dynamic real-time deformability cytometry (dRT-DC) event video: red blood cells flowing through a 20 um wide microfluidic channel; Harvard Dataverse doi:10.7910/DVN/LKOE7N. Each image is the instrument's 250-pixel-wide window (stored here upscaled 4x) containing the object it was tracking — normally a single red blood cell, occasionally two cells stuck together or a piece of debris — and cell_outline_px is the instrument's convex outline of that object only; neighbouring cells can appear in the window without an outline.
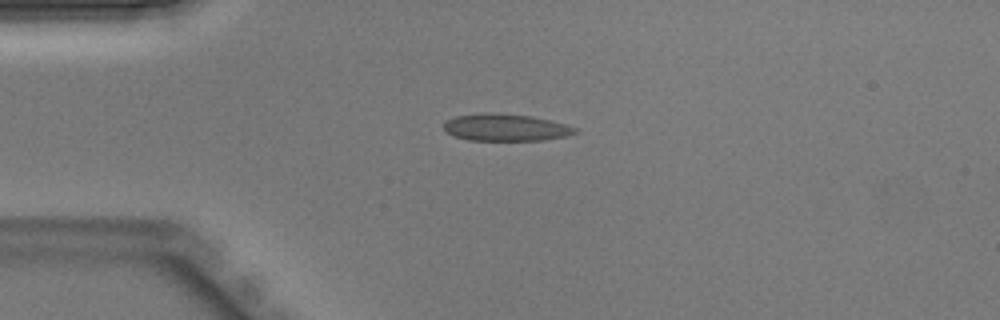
{"species": "Egyptian fruit bat (a non-hibernating species)", "species_latin": "Rousettus aegyptiacus", "temperature_condition": "warm", "stored_images_in_passage": 34, "camera_frame_rate_fps": 3000, "um_per_image_px": 0.085, "animal": {"sex": "male"}, "frame": {"image": 1, "passage_image": 1, "time_ms": 0.0, "image_size_px": [1000, 320], "cell_outline_px": [[580, 132], [568, 136], [544, 140], [468, 140], [456, 136], [448, 132], [444, 128], [444, 124], [448, 120], [456, 116], [484, 112], [528, 116], [548, 120], [564, 124], [576, 128]], "centroid_in_image_um": [43.01, 10.84], "position_along_channel_um": 42.0, "area_um2": 20.4}}
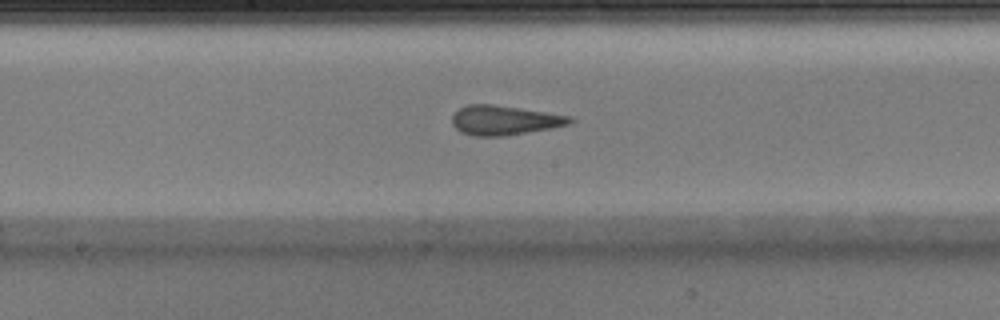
{"frame": {"image": 2, "passage_image": 13, "time_ms": 4.0, "image_size_px": [1000, 320], "cell_outline_px": [[576, 120], [568, 124], [552, 128], [504, 136], [472, 136], [460, 132], [452, 124], [452, 116], [460, 108], [468, 104], [492, 104], [572, 116]], "centroid_in_image_um": [42.87, 10.23], "position_along_channel_um": 205.3, "area_um2": 20.23}}
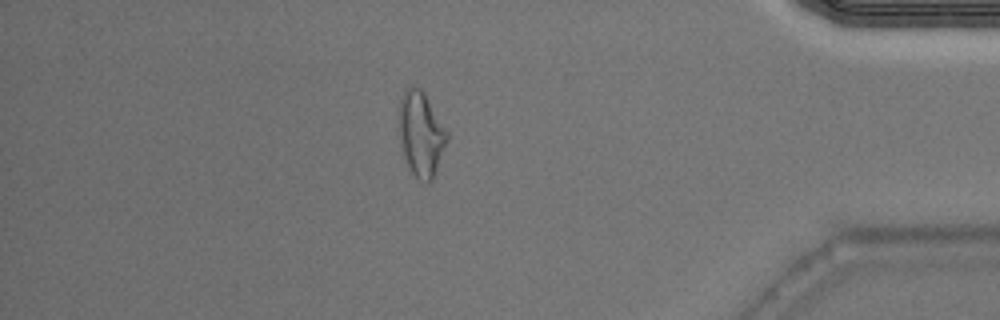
{"frame": {"image": 3, "passage_image": 28, "time_ms": 9.0, "image_size_px": [1000, 320], "cell_outline_px": [[448, 140], [432, 180], [428, 184], [416, 176], [408, 168], [400, 144], [400, 96], [404, 88], [420, 88], [424, 92], [448, 132]], "centroid_in_image_um": [35.79, 11.39], "position_along_channel_um": 399.4, "area_um2": 23.47}}